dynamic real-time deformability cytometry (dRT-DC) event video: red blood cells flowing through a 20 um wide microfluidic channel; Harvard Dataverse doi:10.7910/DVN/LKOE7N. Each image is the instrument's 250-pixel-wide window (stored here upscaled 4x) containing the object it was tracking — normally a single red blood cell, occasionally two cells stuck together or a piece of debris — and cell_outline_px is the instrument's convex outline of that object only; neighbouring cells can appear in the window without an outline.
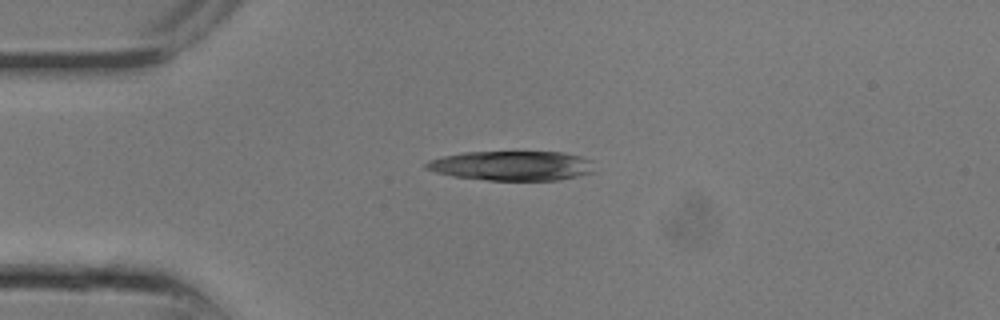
{"species": "common noctule bat (a hibernating species)", "species_latin": "Nyctalus noctula", "temperature_condition": "room temperature", "stored_images_in_passage": 4, "camera_frame_rate_fps": 3000, "um_per_image_px": 0.085, "animal": {"sex": "male", "body_mass_g": 13.3}, "frame": {"image": 1, "passage_image": 1, "time_ms": 0.0, "image_size_px": [1000, 320], "cell_outline_px": [[592, 172], [560, 180], [488, 180], [452, 176], [436, 172], [424, 168], [424, 164], [428, 160], [444, 156], [464, 152], [564, 152], [580, 156], [592, 160]], "centroid_in_image_um": [43.48, 14.08], "position_along_channel_um": 41.5, "area_um2": 28.96}}
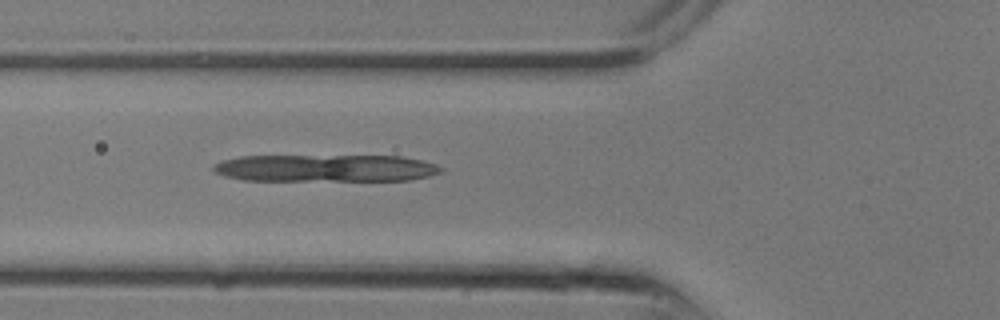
{"frame": {"image": 2, "passage_image": 4, "time_ms": 1.0, "image_size_px": [1000, 320], "cell_outline_px": [[444, 168], [440, 172], [428, 176], [408, 180], [244, 180], [224, 176], [216, 172], [212, 168], [220, 160], [240, 156], [400, 156], [420, 160], [436, 164]], "centroid_in_image_um": [27.66, 14.28], "position_along_channel_um": 98.1, "area_um2": 35.89}}